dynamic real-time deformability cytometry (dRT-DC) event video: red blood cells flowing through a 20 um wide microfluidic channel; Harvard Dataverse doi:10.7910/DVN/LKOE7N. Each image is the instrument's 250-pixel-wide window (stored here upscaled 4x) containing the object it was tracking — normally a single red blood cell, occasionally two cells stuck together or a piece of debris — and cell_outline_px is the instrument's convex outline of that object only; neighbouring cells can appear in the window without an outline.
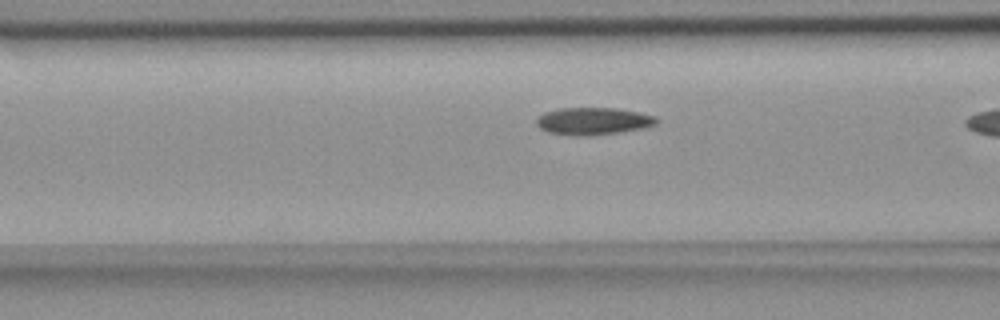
{"species": "common noctule bat (a hibernating species)", "species_latin": "Nyctalus noctula", "temperature_condition": "room temperature", "stored_images_in_passage": 8, "camera_frame_rate_fps": 3000, "um_per_image_px": 0.085, "animal": {"sex": "female", "body_mass_g": 18.4}, "frame": {"image": 1, "passage_image": 7, "time_ms": 2.0, "image_size_px": [1000, 320], "cell_outline_px": [[660, 120], [656, 124], [644, 128], [620, 132], [592, 136], [572, 136], [548, 132], [540, 128], [536, 124], [536, 120], [544, 112], [560, 108], [616, 108], [656, 116]], "centroid_in_image_um": [50.43, 10.31], "position_along_channel_um": 116.2, "area_um2": 19.25}}